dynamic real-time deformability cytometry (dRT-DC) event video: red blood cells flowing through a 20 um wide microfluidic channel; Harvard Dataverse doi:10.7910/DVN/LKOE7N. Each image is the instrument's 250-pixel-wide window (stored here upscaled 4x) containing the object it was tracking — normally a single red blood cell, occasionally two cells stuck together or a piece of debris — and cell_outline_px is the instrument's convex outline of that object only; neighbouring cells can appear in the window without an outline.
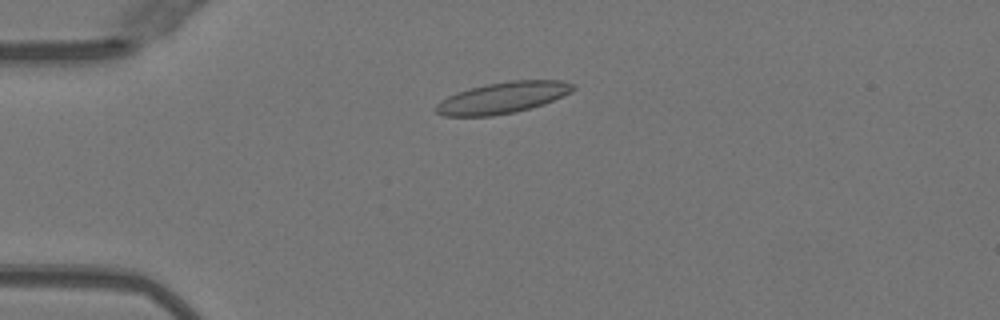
{"species": "Egyptian fruit bat (a non-hibernating species)", "species_latin": "Rousettus aegyptiacus", "temperature_condition": "warm", "stored_images_in_passage": 49, "camera_frame_rate_fps": 3000, "um_per_image_px": 0.085, "animal": {"sex": "female"}, "frame": {"image": 1, "passage_image": 11, "time_ms": 3.333, "image_size_px": [1000, 320], "cell_outline_px": [[576, 88], [572, 92], [544, 104], [516, 112], [492, 116], [444, 116], [436, 112], [432, 108], [440, 100], [456, 92], [488, 84], [512, 80], [560, 80], [572, 84]], "centroid_in_image_um": [42.71, 8.31], "position_along_channel_um": 42.3, "area_um2": 25.03}}
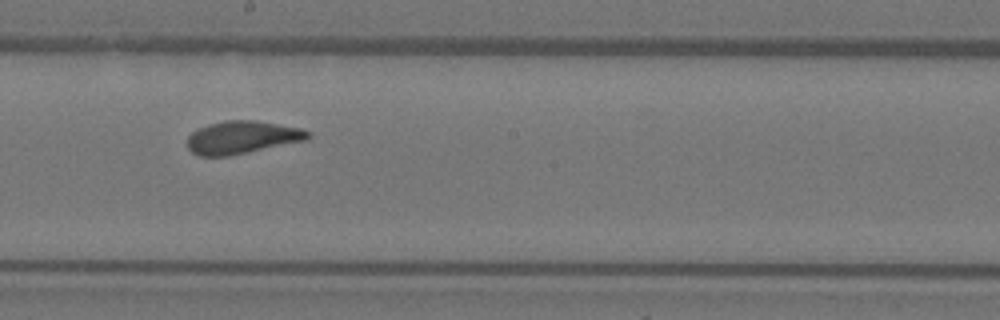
{"frame": {"image": 2, "passage_image": 27, "time_ms": 8.667, "image_size_px": [1000, 320], "cell_outline_px": [[312, 136], [308, 140], [228, 156], [200, 156], [192, 152], [188, 148], [188, 136], [192, 132], [208, 124], [224, 120], [256, 120], [300, 128], [312, 132]], "centroid_in_image_um": [20.61, 11.67], "position_along_channel_um": 227.6, "area_um2": 23.12}}
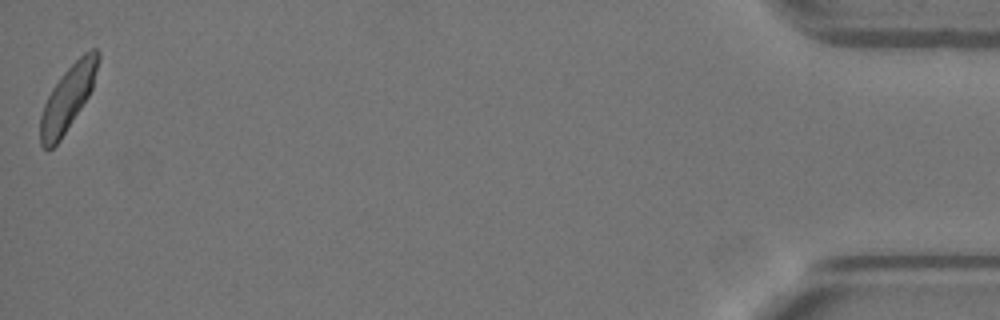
{"frame": {"image": 3, "passage_image": 49, "time_ms": 16.0, "image_size_px": [1000, 320], "cell_outline_px": [[100, 60], [92, 88], [88, 96], [60, 140], [52, 148], [44, 148], [40, 144], [40, 116], [44, 104], [52, 88], [60, 76], [84, 52], [92, 48], [96, 48], [100, 52]], "centroid_in_image_um": [5.77, 8.3], "position_along_channel_um": 429.4, "area_um2": 21.62}}